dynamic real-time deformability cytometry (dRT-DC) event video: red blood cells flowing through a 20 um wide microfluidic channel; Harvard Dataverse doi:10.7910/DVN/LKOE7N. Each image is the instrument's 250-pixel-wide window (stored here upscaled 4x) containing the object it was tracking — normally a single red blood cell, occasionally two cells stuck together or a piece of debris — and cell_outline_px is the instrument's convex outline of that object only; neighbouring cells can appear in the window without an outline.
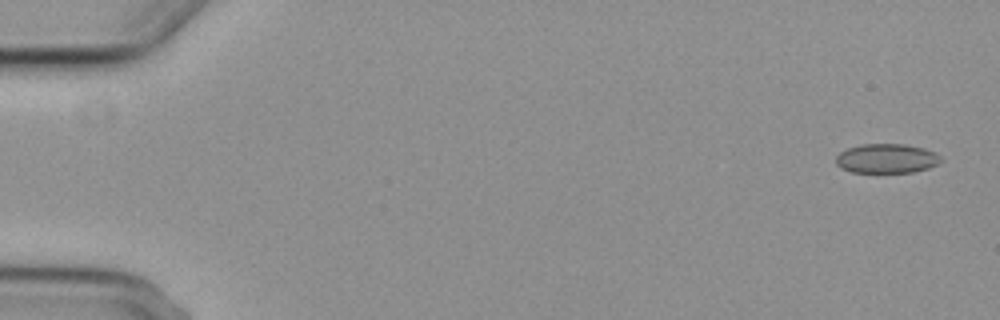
{"species": "common noctule bat (a hibernating species)", "species_latin": "Nyctalus noctula", "temperature_condition": "cold", "stored_images_in_passage": 4, "camera_frame_rate_fps": 3000, "um_per_image_px": 0.085, "animal": {"sex": "female", "body_mass_g": 29.2, "forearm_length_mm": 56.3}, "frame": {"image": 1, "passage_image": 1, "time_ms": 0.0, "image_size_px": [1000, 320], "cell_outline_px": [[940, 160], [936, 164], [928, 168], [912, 172], [852, 172], [840, 168], [836, 164], [836, 156], [840, 152], [848, 148], [860, 144], [904, 144], [924, 148], [936, 152], [940, 156]], "centroid_in_image_um": [75.33, 13.46], "position_along_channel_um": 9.7, "area_um2": 17.92}}